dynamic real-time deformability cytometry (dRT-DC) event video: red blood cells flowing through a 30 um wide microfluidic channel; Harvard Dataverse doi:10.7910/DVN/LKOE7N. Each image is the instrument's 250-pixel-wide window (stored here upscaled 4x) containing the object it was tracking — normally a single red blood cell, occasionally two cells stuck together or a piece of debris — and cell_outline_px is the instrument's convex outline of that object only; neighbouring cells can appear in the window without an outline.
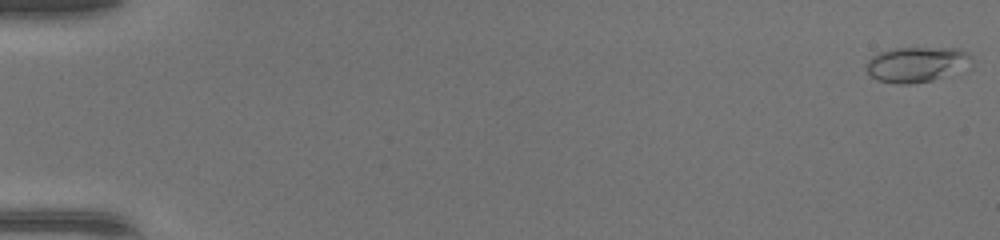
{"species": "common noctule bat (a hibernating species)", "species_latin": "Nyctalus noctula", "temperature_condition": "warm", "stored_images_in_passage": 48, "camera_frame_rate_fps": 3000, "um_per_image_px": 0.085, "animal": {"sex": "female", "body_mass_g": 17.0, "forearm_length_mm": 48.0}, "frame": {"image": 1, "passage_image": 1, "time_ms": 0.0, "image_size_px": [1000, 240], "cell_outline_px": [[972, 68], [932, 80], [908, 84], [896, 84], [876, 80], [868, 76], [868, 60], [872, 56], [880, 52], [892, 48], [960, 48], [968, 52], [972, 56]], "centroid_in_image_um": [77.99, 5.47], "position_along_channel_um": 7.0, "area_um2": 22.08}}
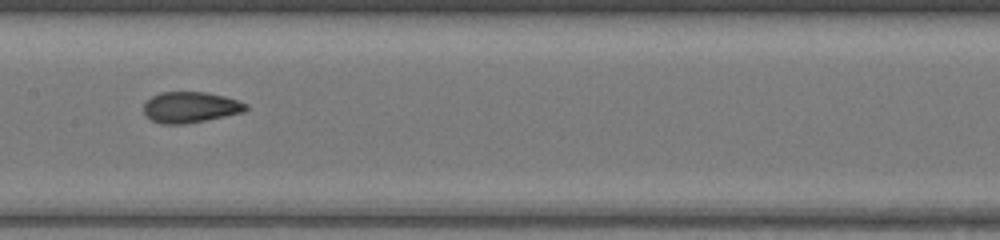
{"frame": {"image": 2, "passage_image": 26, "time_ms": 8.333, "image_size_px": [1000, 240], "cell_outline_px": [[248, 108], [244, 112], [184, 124], [164, 124], [152, 120], [144, 112], [144, 104], [152, 96], [160, 92], [204, 92], [224, 96], [248, 104]], "centroid_in_image_um": [16.19, 9.11], "position_along_channel_um": 191.2, "area_um2": 18.15}}
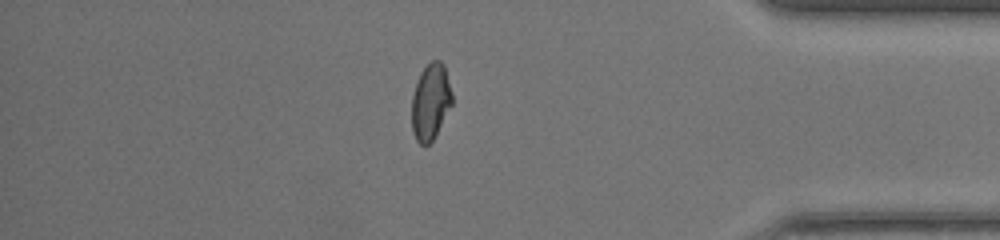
{"frame": {"image": 3, "passage_image": 42, "time_ms": 13.667, "image_size_px": [1000, 240], "cell_outline_px": [[452, 104], [432, 140], [428, 144], [420, 144], [416, 140], [412, 132], [412, 96], [420, 72], [432, 60], [440, 60], [444, 64], [452, 92]], "centroid_in_image_um": [36.59, 8.63], "position_along_channel_um": 398.6, "area_um2": 17.74}, "authors_computed_cell_mechanics": {"area_um2": 18.3226, "velocity_mm_per_s": 4.4152, "shape_relaxation_time_tau1_ms": 11.0987, "shape_relaxation_time_tau2_ms": null, "deformation_change_tau1": 0.3295, "deformation_change_tau2": null}}